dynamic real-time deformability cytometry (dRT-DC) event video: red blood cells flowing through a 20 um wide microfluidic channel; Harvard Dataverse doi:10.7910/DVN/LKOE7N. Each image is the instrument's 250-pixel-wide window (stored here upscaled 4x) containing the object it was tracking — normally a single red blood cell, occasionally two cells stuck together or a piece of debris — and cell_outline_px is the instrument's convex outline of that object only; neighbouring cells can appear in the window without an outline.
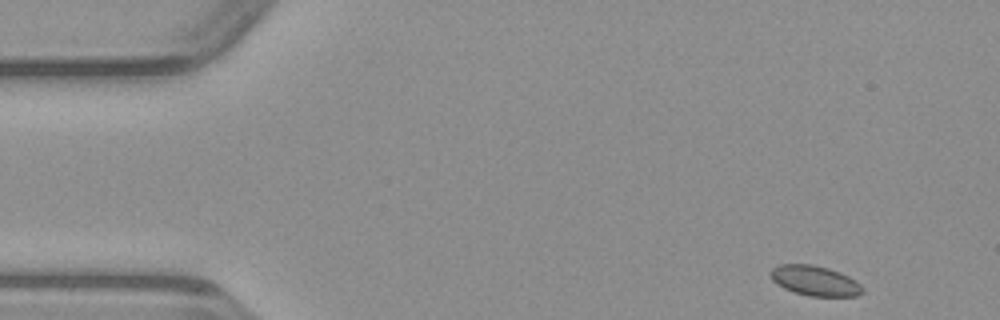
{"species": "common noctule bat (a hibernating species)", "species_latin": "Nyctalus noctula", "temperature_condition": "warm", "stored_images_in_passage": 46, "camera_frame_rate_fps": 3000, "um_per_image_px": 0.085, "animal": {"sex": "male", "body_mass_g": 23.1, "forearm_length_mm": 52.7}, "frame": {"image": 1, "passage_image": 1, "time_ms": 0.0, "image_size_px": [1000, 320], "cell_outline_px": [[864, 292], [856, 296], [808, 296], [784, 288], [776, 284], [772, 280], [768, 272], [772, 268], [780, 264], [812, 264], [828, 268], [840, 272], [856, 280], [864, 288]], "centroid_in_image_um": [69.26, 23.85], "position_along_channel_um": 15.7, "area_um2": 16.24}}
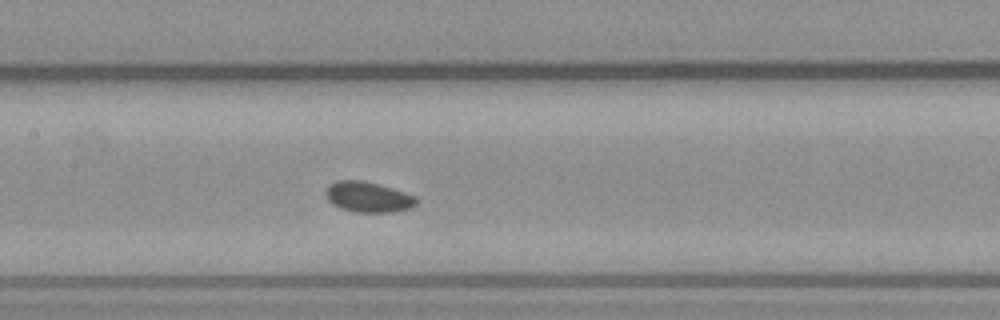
{"frame": {"image": 2, "passage_image": 20, "time_ms": 6.333, "image_size_px": [1000, 320], "cell_outline_px": [[420, 200], [412, 208], [392, 212], [356, 212], [340, 208], [332, 204], [328, 200], [324, 192], [328, 184], [336, 180], [364, 180], [380, 184], [416, 196]], "centroid_in_image_um": [31.29, 16.73], "position_along_channel_um": 176.1, "area_um2": 16.42}}
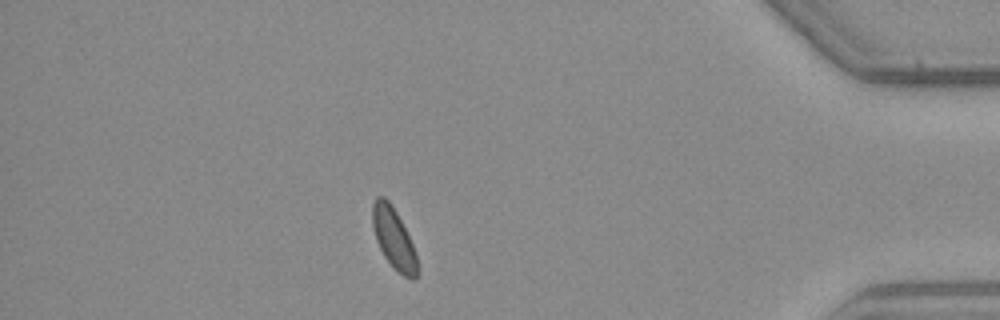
{"frame": {"image": 3, "passage_image": 40, "time_ms": 13.0, "image_size_px": [1000, 320], "cell_outline_px": [[420, 272], [412, 280], [404, 276], [392, 268], [384, 256], [376, 240], [372, 224], [372, 204], [376, 196], [384, 196], [392, 204], [416, 252], [420, 268]], "centroid_in_image_um": [33.48, 20.3], "position_along_channel_um": 401.7, "area_um2": 16.07}}